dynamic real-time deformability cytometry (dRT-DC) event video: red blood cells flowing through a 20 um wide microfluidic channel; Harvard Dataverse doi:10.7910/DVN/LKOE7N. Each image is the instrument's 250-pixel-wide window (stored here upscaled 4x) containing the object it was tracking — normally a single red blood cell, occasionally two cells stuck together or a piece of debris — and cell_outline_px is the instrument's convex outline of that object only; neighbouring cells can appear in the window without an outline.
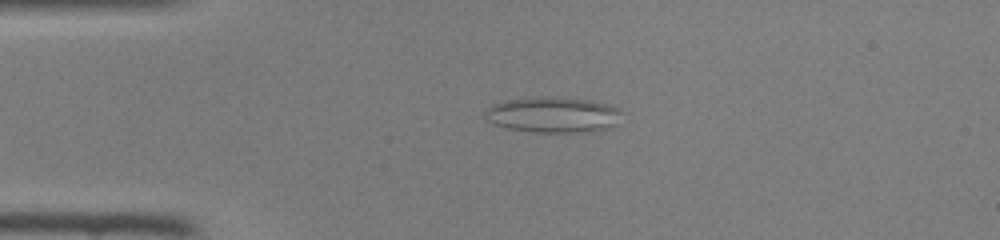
{"species": "common noctule bat (a hibernating species)", "species_latin": "Nyctalus noctula", "temperature_condition": "room temperature", "stored_images_in_passage": 47, "camera_frame_rate_fps": 3000, "um_per_image_px": 0.085, "animal": {"sex": "female", "body_mass_g": 22.0, "forearm_length_mm": 56.7}, "frame": {"image": 1, "passage_image": 11, "time_ms": 3.333, "image_size_px": [1000, 240], "cell_outline_px": [[620, 112], [616, 124], [608, 128], [588, 132], [536, 132], [508, 128], [492, 124], [484, 116], [484, 112], [492, 104], [504, 100], [540, 96], [556, 96], [592, 100], [608, 104], [620, 108]], "centroid_in_image_um": [46.99, 9.74], "position_along_channel_um": 38.0, "area_um2": 28.73}}
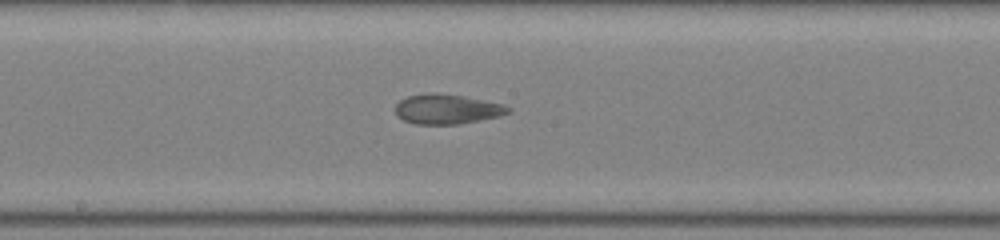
{"frame": {"image": 2, "passage_image": 25, "time_ms": 8.0, "image_size_px": [1000, 240], "cell_outline_px": [[512, 112], [496, 116], [456, 124], [416, 124], [404, 120], [396, 116], [396, 104], [400, 100], [408, 96], [432, 92], [436, 92], [464, 96], [504, 104], [512, 108]], "centroid_in_image_um": [37.98, 9.26], "position_along_channel_um": 210.2, "area_um2": 19.48}}
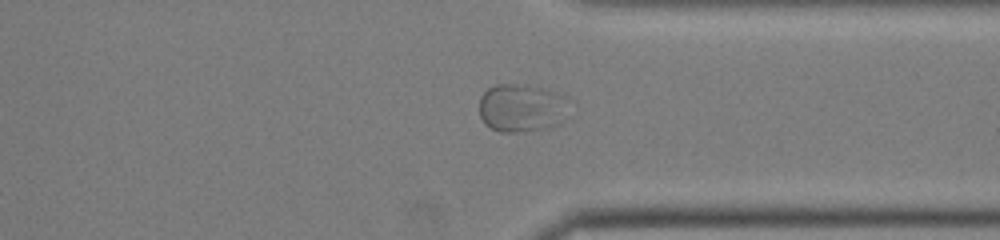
{"frame": {"image": 3, "passage_image": 36, "time_ms": 11.667, "image_size_px": [1000, 240], "cell_outline_px": [[560, 124], [548, 128], [516, 132], [500, 132], [484, 124], [480, 116], [480, 96], [488, 88], [496, 84], [512, 84], [540, 88], [556, 92]], "centroid_in_image_um": [44.09, 9.2], "position_along_channel_um": 367.3, "area_um2": 23.58}}